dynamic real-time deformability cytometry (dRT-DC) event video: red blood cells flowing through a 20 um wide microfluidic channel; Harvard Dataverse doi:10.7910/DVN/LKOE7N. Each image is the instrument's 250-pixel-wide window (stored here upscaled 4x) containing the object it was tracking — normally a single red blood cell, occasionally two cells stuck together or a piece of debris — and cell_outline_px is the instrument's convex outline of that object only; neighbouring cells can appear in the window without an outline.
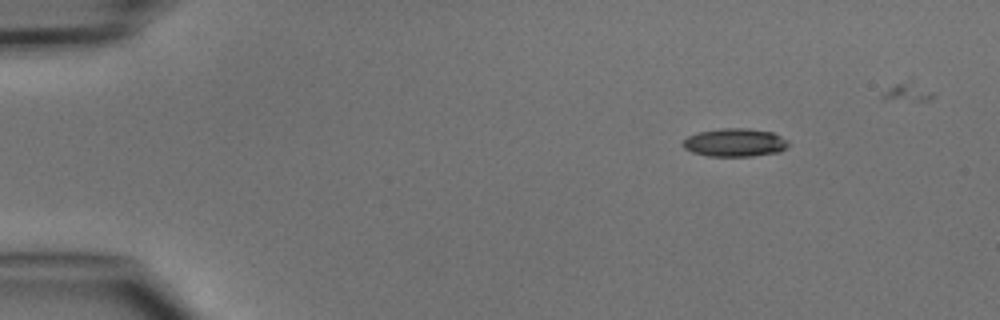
{"species": "common noctule bat (a hibernating species)", "species_latin": "Nyctalus noctula", "temperature_condition": "cold", "stored_images_in_passage": 3, "camera_frame_rate_fps": 3000, "um_per_image_px": 0.085, "animal": {"sex": "male", "body_mass_g": 15.6}, "frame": {"image": 1, "passage_image": 3, "time_ms": 2.333, "image_size_px": [1000, 320], "cell_outline_px": [[788, 144], [780, 152], [752, 156], [708, 156], [692, 152], [684, 148], [684, 140], [688, 136], [700, 132], [720, 128], [748, 128], [772, 132], [788, 140]], "centroid_in_image_um": [62.47, 12.11], "position_along_channel_um": 22.5, "area_um2": 17.22}}